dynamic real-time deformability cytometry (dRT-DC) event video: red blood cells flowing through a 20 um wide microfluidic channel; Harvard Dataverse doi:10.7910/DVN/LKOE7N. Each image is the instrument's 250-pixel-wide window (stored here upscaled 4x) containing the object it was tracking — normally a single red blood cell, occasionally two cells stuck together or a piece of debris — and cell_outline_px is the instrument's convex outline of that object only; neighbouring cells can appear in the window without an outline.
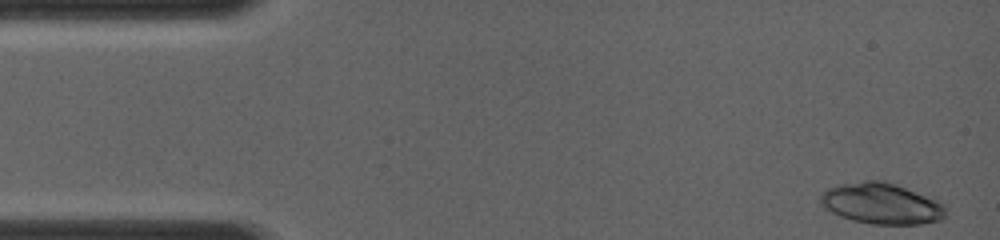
{"species": "common noctule bat (a hibernating species)", "species_latin": "Nyctalus noctula", "temperature_condition": "room temperature", "stored_images_in_passage": 5, "camera_frame_rate_fps": 4000, "um_per_image_px": 0.085, "animal": {"sex": "female", "body_mass_g": 19.0, "forearm_length_mm": 56.7}, "frame": {"image": 1, "passage_image": 1, "time_ms": 0.0, "image_size_px": [1000, 240], "cell_outline_px": [[944, 216], [940, 220], [920, 224], [872, 224], [852, 220], [840, 216], [824, 208], [820, 204], [820, 196], [828, 188], [836, 184], [864, 180], [884, 180], [896, 184], [936, 200], [944, 204]], "centroid_in_image_um": [74.87, 17.29], "position_along_channel_um": 10.1, "area_um2": 29.88}}
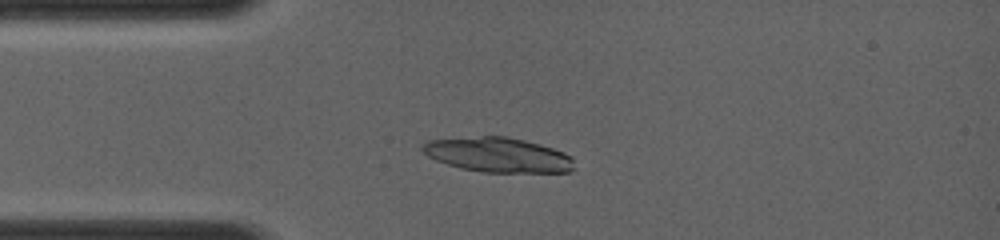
{"frame": {"image": 2, "passage_image": 5, "time_ms": 2.75, "image_size_px": [1000, 240], "cell_outline_px": [[572, 168], [568, 172], [484, 172], [460, 168], [436, 160], [428, 156], [420, 148], [428, 140], [480, 136], [508, 136], [540, 144], [564, 152], [572, 156]], "centroid_in_image_um": [42.32, 13.15], "position_along_channel_um": 42.7, "area_um2": 30.52}}